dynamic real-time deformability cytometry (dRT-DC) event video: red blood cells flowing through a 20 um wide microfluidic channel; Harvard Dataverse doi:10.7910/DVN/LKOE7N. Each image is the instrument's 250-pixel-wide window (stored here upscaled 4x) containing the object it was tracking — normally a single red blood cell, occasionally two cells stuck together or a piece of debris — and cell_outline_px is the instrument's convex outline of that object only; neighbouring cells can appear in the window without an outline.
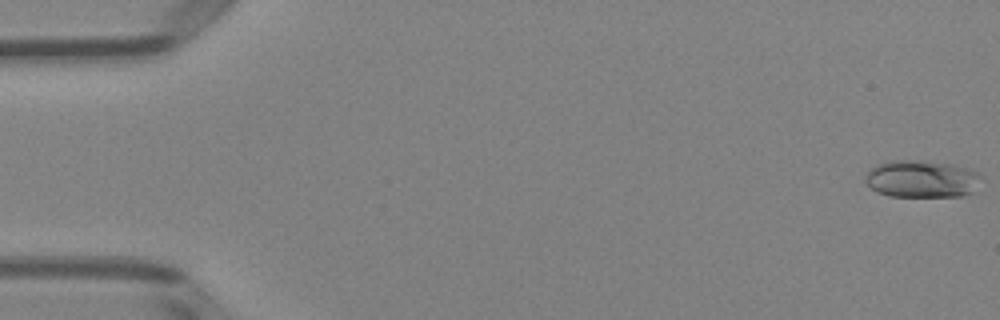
{"species": "Egyptian fruit bat (a non-hibernating species)", "species_latin": "Rousettus aegyptiacus", "temperature_condition": "room temperature", "stored_images_in_passage": 51, "camera_frame_rate_fps": 3000, "um_per_image_px": 0.085, "animal": {"sex": "female"}, "frame": {"image": 1, "passage_image": 1, "time_ms": 0.0, "image_size_px": [1000, 320], "cell_outline_px": [[984, 176], [972, 192], [960, 196], [888, 196], [876, 192], [864, 180], [864, 176], [868, 168], [876, 164], [888, 160], [928, 160], [952, 164], [972, 168]], "centroid_in_image_um": [78.34, 15.18], "position_along_channel_um": 6.7, "area_um2": 25.84}}
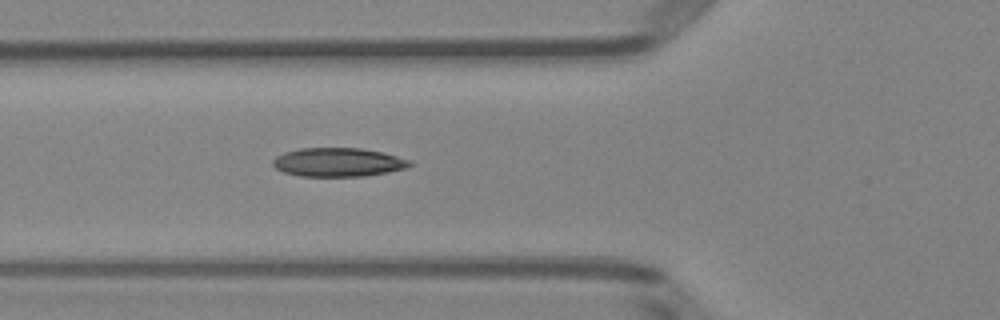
{"frame": {"image": 2, "passage_image": 19, "time_ms": 6.0, "image_size_px": [1000, 320], "cell_outline_px": [[412, 164], [408, 168], [388, 172], [364, 176], [300, 176], [284, 172], [276, 168], [272, 164], [272, 160], [276, 156], [284, 152], [300, 148], [360, 148], [380, 152], [412, 160]], "centroid_in_image_um": [28.74, 13.79], "position_along_channel_um": 97.1, "area_um2": 22.95}}
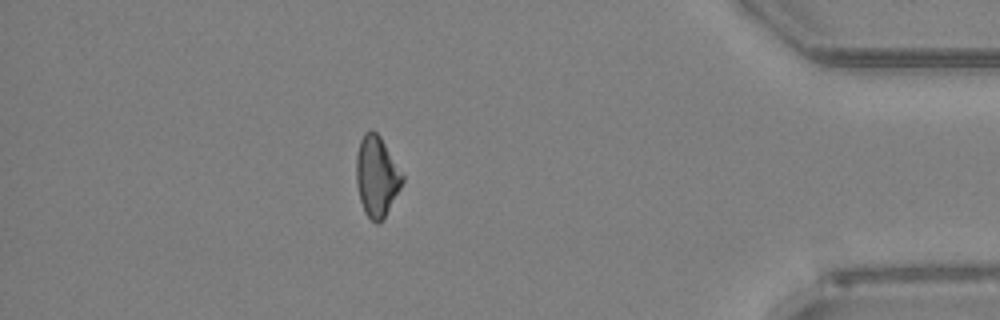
{"frame": {"image": 3, "passage_image": 45, "time_ms": 14.667, "image_size_px": [1000, 320], "cell_outline_px": [[404, 180], [400, 188], [380, 224], [376, 224], [364, 212], [360, 200], [356, 184], [356, 156], [360, 140], [364, 132], [372, 128], [380, 136], [404, 176]], "centroid_in_image_um": [32.0, 14.97], "position_along_channel_um": 403.2, "area_um2": 21.56}, "authors_computed_cell_mechanics": {"area_um2": 22.4264, "velocity_mm_per_s": 4.0162, "shape_relaxation_time_tau1_ms": 3.8825, "shape_relaxation_time_tau2_ms": 5.0481, "deformation_change_tau1": 0.1147, "deformation_change_tau2": 0.1331}}